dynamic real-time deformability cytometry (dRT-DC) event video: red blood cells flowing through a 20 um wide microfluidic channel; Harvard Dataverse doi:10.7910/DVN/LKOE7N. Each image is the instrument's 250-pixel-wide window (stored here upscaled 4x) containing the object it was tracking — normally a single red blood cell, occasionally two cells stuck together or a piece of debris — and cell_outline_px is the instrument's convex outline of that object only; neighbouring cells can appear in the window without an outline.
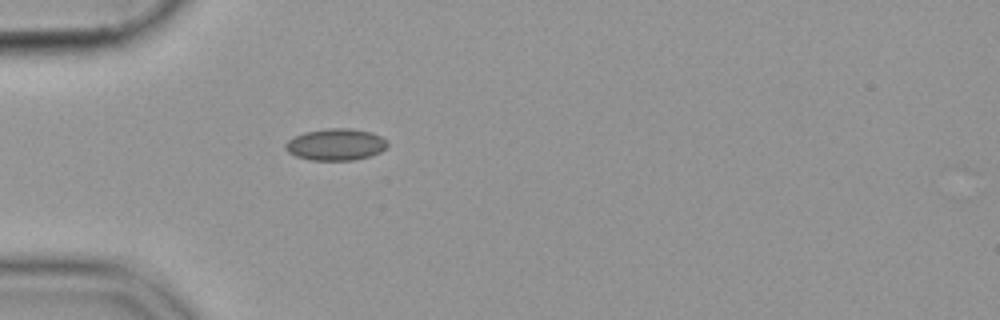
{"species": "common noctule bat (a hibernating species)", "species_latin": "Nyctalus noctula", "temperature_condition": "cold", "stored_images_in_passage": 39, "camera_frame_rate_fps": 3000, "um_per_image_px": 0.085, "animal": {"sex": "female", "body_mass_g": 19.9}, "frame": {"image": 1, "passage_image": 1, "time_ms": 0.0, "image_size_px": [1000, 320], "cell_outline_px": [[388, 144], [380, 152], [368, 156], [352, 160], [312, 160], [296, 156], [288, 152], [284, 148], [284, 144], [288, 140], [304, 132], [328, 128], [348, 128], [372, 132], [388, 140]], "centroid_in_image_um": [28.53, 12.27], "position_along_channel_um": 56.5, "area_um2": 18.79}}
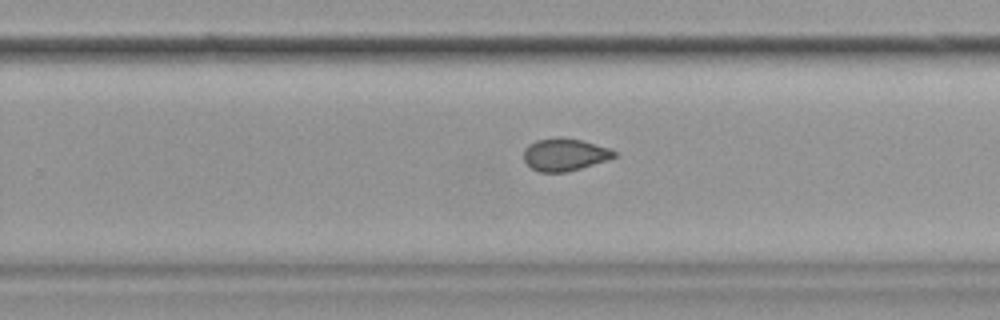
{"frame": {"image": 2, "passage_image": 20, "time_ms": 6.333, "image_size_px": [1000, 320], "cell_outline_px": [[616, 156], [568, 172], [540, 172], [532, 168], [524, 160], [524, 148], [528, 144], [536, 140], [556, 136], [560, 136], [580, 140], [608, 148], [616, 152]], "centroid_in_image_um": [47.93, 13.12], "position_along_channel_um": 281.9, "area_um2": 16.94}}
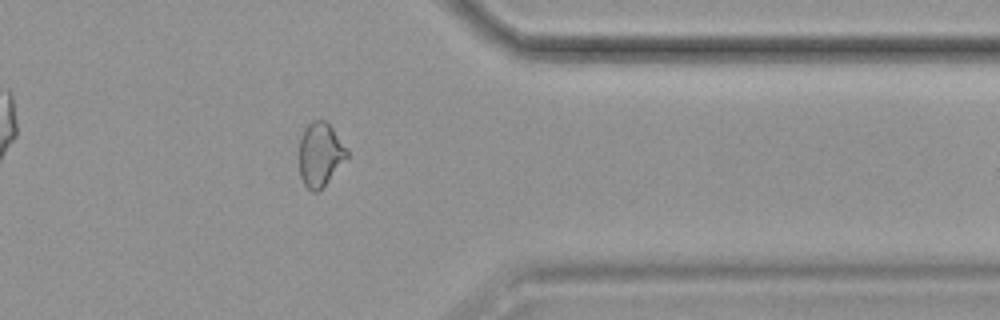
{"frame": {"image": 3, "passage_image": 29, "time_ms": 9.333, "image_size_px": [1000, 320], "cell_outline_px": [[348, 156], [324, 184], [316, 192], [312, 192], [304, 184], [300, 176], [300, 136], [304, 128], [312, 120], [324, 120], [332, 128], [348, 148]], "centroid_in_image_um": [27.2, 13.09], "position_along_channel_um": 384.2, "area_um2": 17.46}}